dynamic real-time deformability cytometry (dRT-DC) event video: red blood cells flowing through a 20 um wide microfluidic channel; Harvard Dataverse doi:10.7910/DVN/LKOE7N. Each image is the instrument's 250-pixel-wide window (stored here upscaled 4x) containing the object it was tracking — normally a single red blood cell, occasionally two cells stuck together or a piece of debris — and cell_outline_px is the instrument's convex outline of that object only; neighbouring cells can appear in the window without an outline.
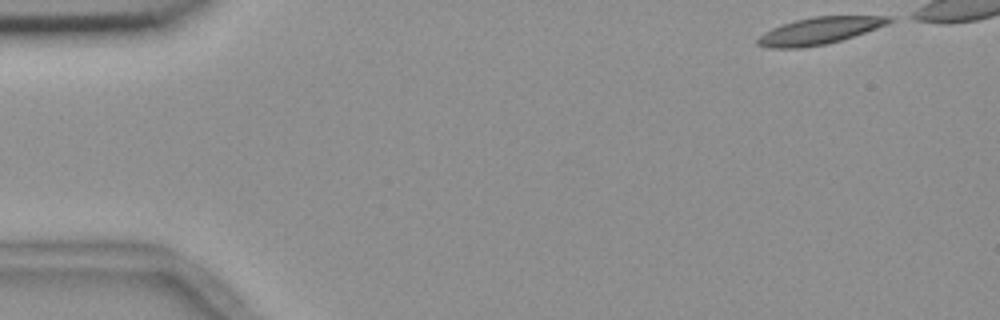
{"species": "common noctule bat (a hibernating species)", "species_latin": "Nyctalus noctula", "temperature_condition": "room temperature", "stored_images_in_passage": 45, "camera_frame_rate_fps": 3000, "um_per_image_px": 0.085, "animal": {"sex": "female", "body_mass_g": 18.4}, "frame": {"image": 1, "passage_image": 1, "time_ms": 0.0, "image_size_px": [1000, 320], "cell_outline_px": [[896, 20], [888, 24], [828, 44], [804, 48], [768, 48], [756, 44], [756, 40], [764, 32], [772, 28], [796, 20], [812, 16], [896, 16]], "centroid_in_image_um": [69.66, 2.61], "position_along_channel_um": 15.3, "area_um2": 20.69}}
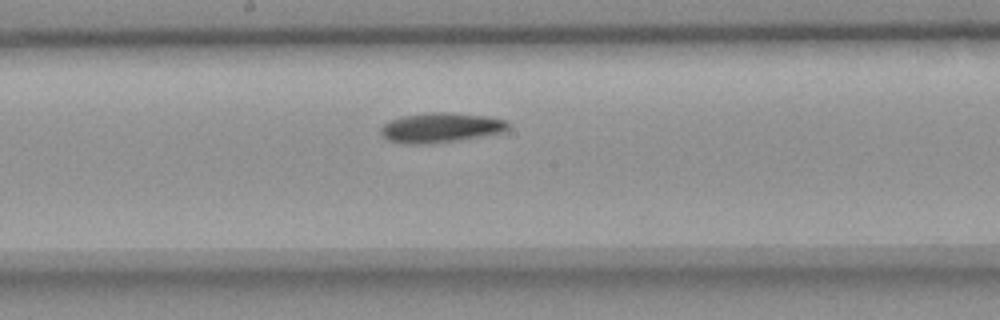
{"frame": {"image": 2, "passage_image": 26, "time_ms": 8.333, "image_size_px": [1000, 320], "cell_outline_px": [[512, 124], [504, 132], [484, 136], [428, 144], [404, 144], [388, 140], [380, 136], [380, 128], [384, 124], [392, 120], [404, 116], [432, 112], [448, 112], [488, 116], [508, 120]], "centroid_in_image_um": [37.5, 10.85], "position_along_channel_um": 210.7, "area_um2": 22.31}}
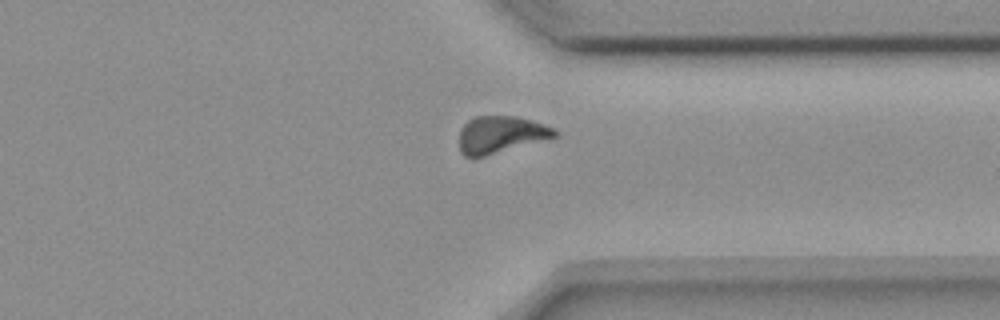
{"frame": {"image": 3, "passage_image": 39, "time_ms": 12.667, "image_size_px": [1000, 320], "cell_outline_px": [[560, 136], [552, 140], [472, 160], [464, 156], [460, 152], [460, 128], [468, 120], [476, 116], [516, 116], [532, 120], [556, 128], [560, 132]], "centroid_in_image_um": [42.65, 11.49], "position_along_channel_um": 368.8, "area_um2": 21.85}, "authors_computed_cell_mechanics": {"area_um2": 21.2126, "velocity_mm_per_s": 3.661, "shape_relaxation_time_tau1_ms": 10.0401, "shape_relaxation_time_tau2_ms": null, "deformation_change_tau1": 0.1982, "deformation_change_tau2": null}}